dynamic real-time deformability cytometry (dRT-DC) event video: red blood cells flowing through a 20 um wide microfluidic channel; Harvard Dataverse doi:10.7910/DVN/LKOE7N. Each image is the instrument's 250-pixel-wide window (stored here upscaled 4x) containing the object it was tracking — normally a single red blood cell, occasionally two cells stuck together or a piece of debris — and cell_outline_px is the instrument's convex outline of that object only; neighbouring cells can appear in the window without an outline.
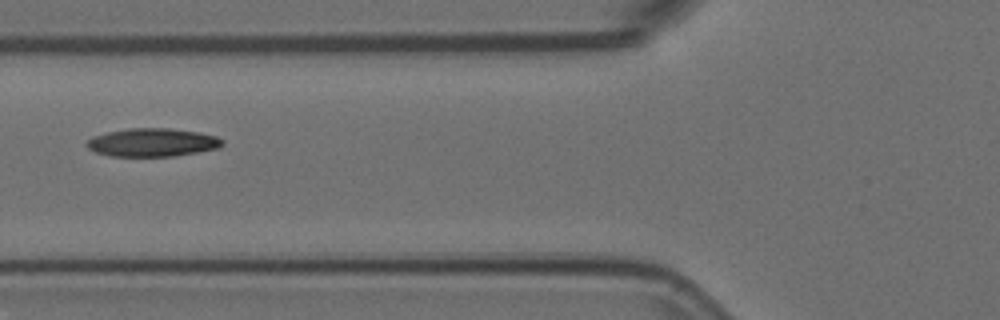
{"species": "Egyptian fruit bat (a non-hibernating species)", "species_latin": "Rousettus aegyptiacus", "temperature_condition": "room temperature", "stored_images_in_passage": 8, "camera_frame_rate_fps": 3000, "um_per_image_px": 0.085, "animal": {"sex": "female"}, "frame": {"image": 1, "passage_image": 6, "time_ms": 1.667, "image_size_px": [1000, 320], "cell_outline_px": [[224, 144], [216, 148], [196, 152], [172, 156], [112, 156], [96, 152], [88, 148], [84, 144], [92, 136], [108, 132], [128, 128], [168, 128], [196, 132], [216, 136], [224, 140]], "centroid_in_image_um": [12.92, 12.1], "position_along_channel_um": 112.9, "area_um2": 22.14}}
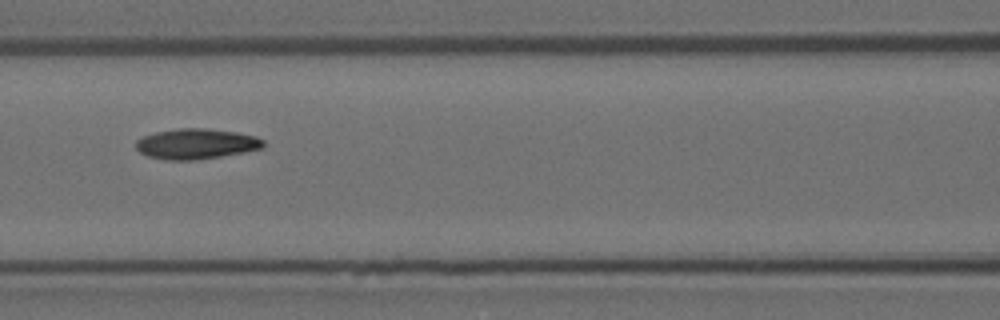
{"frame": {"image": 2, "passage_image": 7, "time_ms": 2.0, "image_size_px": [1000, 320], "cell_outline_px": [[264, 148], [244, 152], [196, 160], [164, 160], [148, 156], [140, 152], [136, 148], [136, 140], [144, 136], [156, 132], [180, 128], [204, 128], [236, 132], [256, 136], [264, 140]], "centroid_in_image_um": [16.69, 12.23], "position_along_channel_um": 149.9, "area_um2": 22.54}}
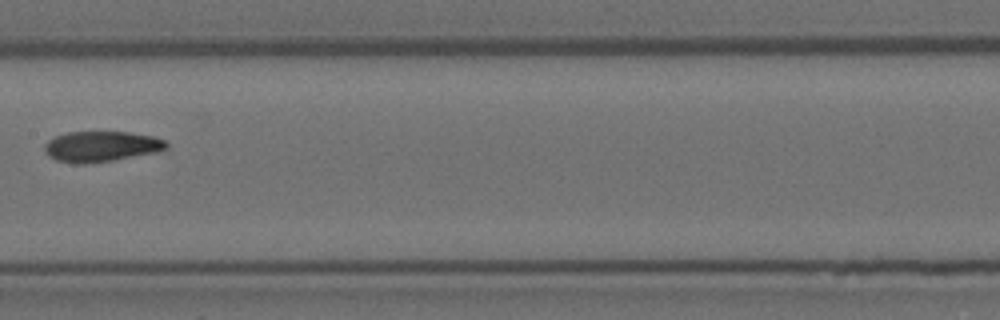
{"frame": {"image": 3, "passage_image": 8, "time_ms": 2.333, "image_size_px": [1000, 320], "cell_outline_px": [[168, 148], [156, 152], [112, 160], [84, 164], [76, 164], [56, 160], [48, 156], [44, 152], [44, 144], [48, 140], [56, 136], [68, 132], [128, 132], [152, 136], [164, 140], [168, 144]], "centroid_in_image_um": [8.57, 12.45], "position_along_channel_um": 198.8, "area_um2": 21.62}}